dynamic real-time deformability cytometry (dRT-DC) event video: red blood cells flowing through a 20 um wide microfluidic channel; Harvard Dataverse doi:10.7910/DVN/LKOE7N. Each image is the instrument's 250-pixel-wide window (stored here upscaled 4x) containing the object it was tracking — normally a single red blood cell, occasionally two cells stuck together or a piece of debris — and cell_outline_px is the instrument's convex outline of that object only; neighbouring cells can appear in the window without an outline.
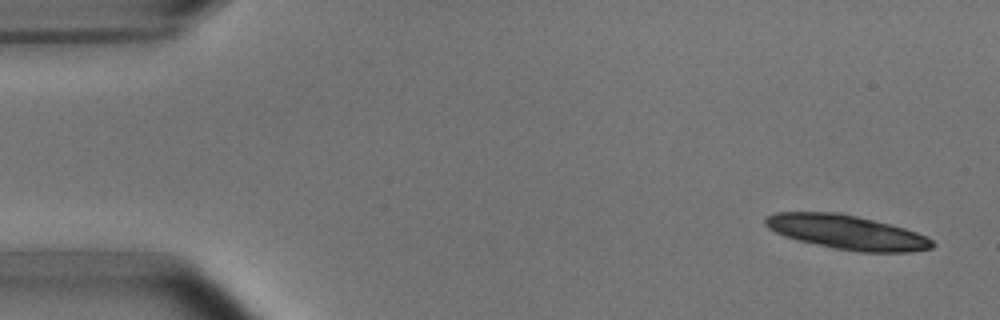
{"species": "common noctule bat (a hibernating species)", "species_latin": "Nyctalus noctula", "temperature_condition": "room temperature", "stored_images_in_passage": 4, "camera_frame_rate_fps": 3000, "um_per_image_px": 0.085, "animal": {"sex": "male", "body_mass_g": 15.6}, "frame": {"image": 1, "passage_image": 1, "time_ms": 0.0, "image_size_px": [1000, 320], "cell_outline_px": [[936, 244], [932, 248], [908, 252], [860, 252], [832, 248], [784, 236], [768, 228], [764, 224], [764, 216], [776, 212], [840, 212], [904, 228], [916, 232], [932, 240]], "centroid_in_image_um": [71.95, 19.74], "position_along_channel_um": 13.1, "area_um2": 33.18}}